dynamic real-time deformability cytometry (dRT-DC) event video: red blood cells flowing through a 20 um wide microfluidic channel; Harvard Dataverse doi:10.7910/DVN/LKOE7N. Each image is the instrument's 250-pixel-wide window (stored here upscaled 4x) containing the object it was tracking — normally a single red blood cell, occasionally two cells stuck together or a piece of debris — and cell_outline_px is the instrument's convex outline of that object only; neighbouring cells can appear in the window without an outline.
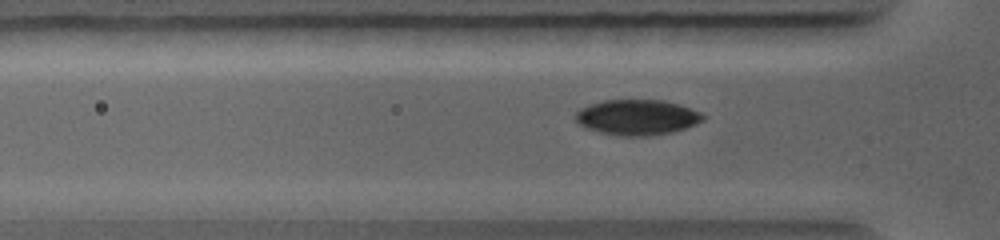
{"species": "common noctule bat (a hibernating species)", "species_latin": "Nyctalus noctula", "temperature_condition": "warm", "stored_images_in_passage": 61, "camera_frame_rate_fps": 5000, "um_per_image_px": 0.085, "animal": {"sex": "female", "body_mass_g": 19.0, "forearm_length_mm": 56.7}, "frame": {"image": 1, "passage_image": 14, "time_ms": 2.6, "image_size_px": [1000, 240], "cell_outline_px": [[704, 120], [696, 124], [672, 132], [652, 136], [620, 136], [600, 132], [584, 128], [576, 120], [576, 112], [580, 108], [604, 100], [664, 100], [700, 112], [704, 116]], "centroid_in_image_um": [54.14, 9.98], "position_along_channel_um": 71.7, "area_um2": 26.18}}
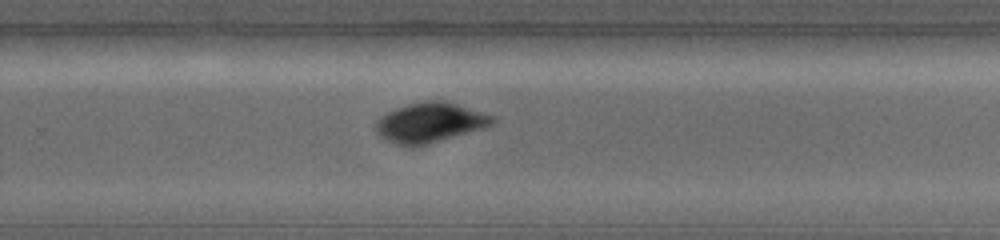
{"frame": {"image": 2, "passage_image": 35, "time_ms": 6.8, "image_size_px": [1000, 240], "cell_outline_px": [[496, 120], [492, 124], [484, 128], [428, 144], [412, 148], [408, 148], [396, 144], [380, 136], [376, 132], [376, 120], [380, 116], [396, 108], [408, 104], [428, 100], [444, 100], [496, 116]], "centroid_in_image_um": [36.55, 10.43], "position_along_channel_um": 293.3, "area_um2": 27.28}}
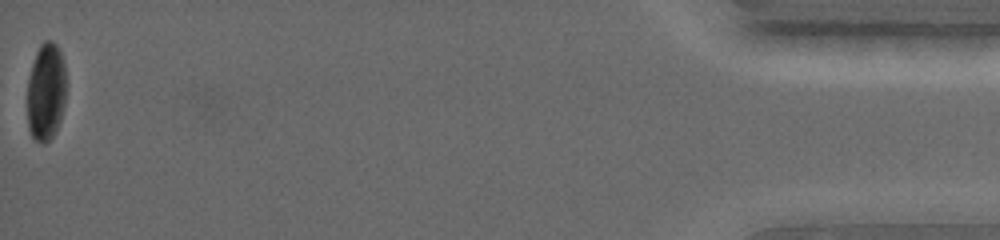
{"frame": {"image": 3, "passage_image": 61, "time_ms": 12.0, "image_size_px": [1000, 240], "cell_outline_px": [[64, 104], [60, 120], [56, 132], [44, 144], [36, 140], [32, 136], [28, 128], [28, 76], [36, 52], [40, 44], [44, 40], [52, 40], [56, 44], [64, 60]], "centroid_in_image_um": [3.89, 7.79], "position_along_channel_um": 431.3, "area_um2": 22.02}}